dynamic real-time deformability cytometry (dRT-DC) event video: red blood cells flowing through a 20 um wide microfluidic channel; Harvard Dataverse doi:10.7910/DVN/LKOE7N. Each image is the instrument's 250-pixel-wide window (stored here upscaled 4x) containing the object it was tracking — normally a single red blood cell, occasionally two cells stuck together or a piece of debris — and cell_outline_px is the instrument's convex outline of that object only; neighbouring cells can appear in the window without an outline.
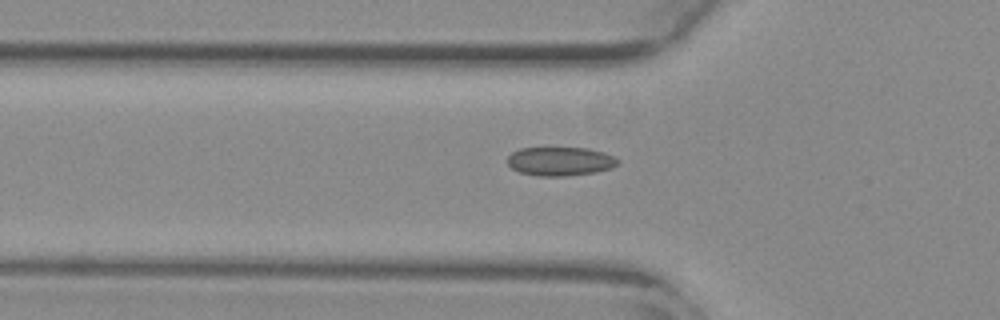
{"species": "common noctule bat (a hibernating species)", "species_latin": "Nyctalus noctula", "temperature_condition": "warm", "stored_images_in_passage": 41, "camera_frame_rate_fps": 3000, "um_per_image_px": 0.085, "animal": {"sex": "female", "body_mass_g": 29.2, "forearm_length_mm": 56.3}, "frame": {"image": 1, "passage_image": 9, "time_ms": 2.667, "image_size_px": [1000, 320], "cell_outline_px": [[620, 160], [612, 168], [596, 172], [564, 176], [536, 176], [520, 172], [512, 168], [508, 164], [508, 156], [512, 152], [520, 148], [588, 148], [604, 152]], "centroid_in_image_um": [47.61, 13.71], "position_along_channel_um": 78.2, "area_um2": 18.5}}
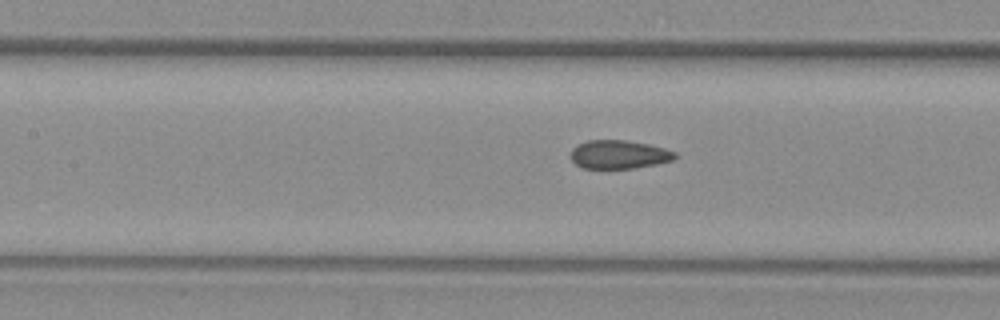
{"frame": {"image": 2, "passage_image": 15, "time_ms": 4.667, "image_size_px": [1000, 320], "cell_outline_px": [[676, 156], [672, 160], [656, 164], [632, 168], [584, 168], [576, 164], [572, 160], [572, 148], [576, 144], [588, 140], [624, 140], [648, 144], [664, 148], [676, 152]], "centroid_in_image_um": [52.6, 13.12], "position_along_channel_um": 154.8, "area_um2": 17.17}}
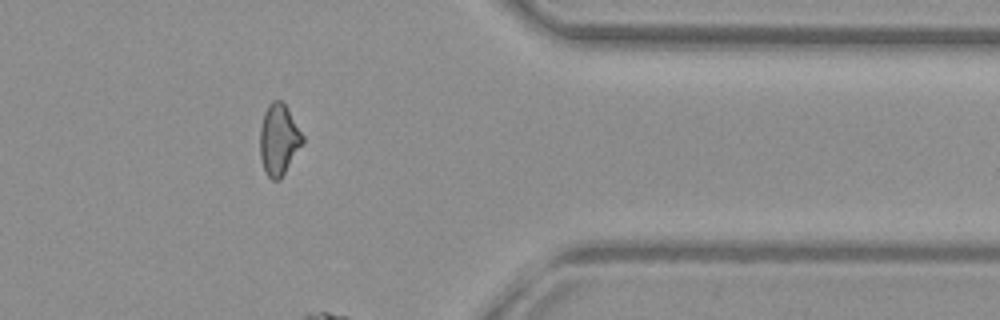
{"frame": {"image": 3, "passage_image": 35, "time_ms": 11.333, "image_size_px": [1000, 320], "cell_outline_px": [[304, 144], [280, 180], [272, 180], [264, 172], [260, 156], [260, 128], [264, 112], [268, 104], [272, 100], [280, 100], [288, 108], [304, 136]], "centroid_in_image_um": [23.71, 11.88], "position_along_channel_um": 387.7, "area_um2": 17.98}}